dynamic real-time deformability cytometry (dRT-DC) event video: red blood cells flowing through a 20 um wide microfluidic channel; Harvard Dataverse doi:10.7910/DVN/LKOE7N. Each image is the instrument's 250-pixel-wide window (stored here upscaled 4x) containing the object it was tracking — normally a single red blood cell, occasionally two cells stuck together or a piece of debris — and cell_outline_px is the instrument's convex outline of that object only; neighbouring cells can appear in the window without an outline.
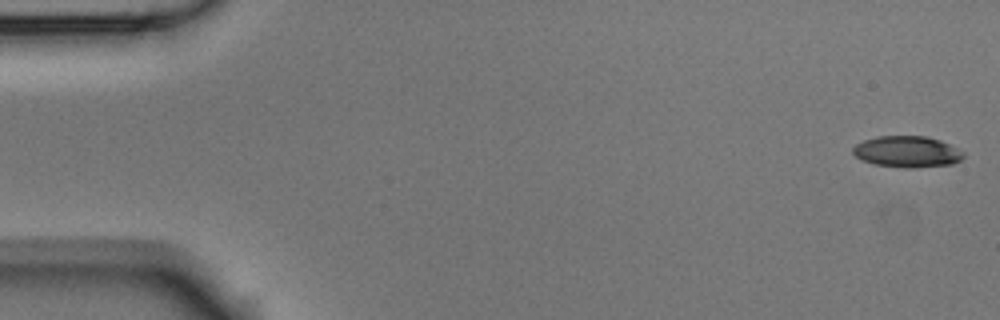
{"species": "Egyptian fruit bat (a non-hibernating species)", "species_latin": "Rousettus aegyptiacus", "temperature_condition": "room temperature", "stored_images_in_passage": 5, "camera_frame_rate_fps": 3000, "um_per_image_px": 0.085, "animal": {"sex": "male"}, "frame": {"image": 1, "passage_image": 1, "time_ms": 0.0, "image_size_px": [1000, 320], "cell_outline_px": [[964, 156], [960, 160], [952, 164], [912, 168], [904, 168], [876, 164], [860, 160], [852, 152], [852, 148], [856, 144], [864, 140], [876, 136], [924, 136], [940, 140], [964, 152]], "centroid_in_image_um": [77.08, 12.89], "position_along_channel_um": 7.9, "area_um2": 20.11}}